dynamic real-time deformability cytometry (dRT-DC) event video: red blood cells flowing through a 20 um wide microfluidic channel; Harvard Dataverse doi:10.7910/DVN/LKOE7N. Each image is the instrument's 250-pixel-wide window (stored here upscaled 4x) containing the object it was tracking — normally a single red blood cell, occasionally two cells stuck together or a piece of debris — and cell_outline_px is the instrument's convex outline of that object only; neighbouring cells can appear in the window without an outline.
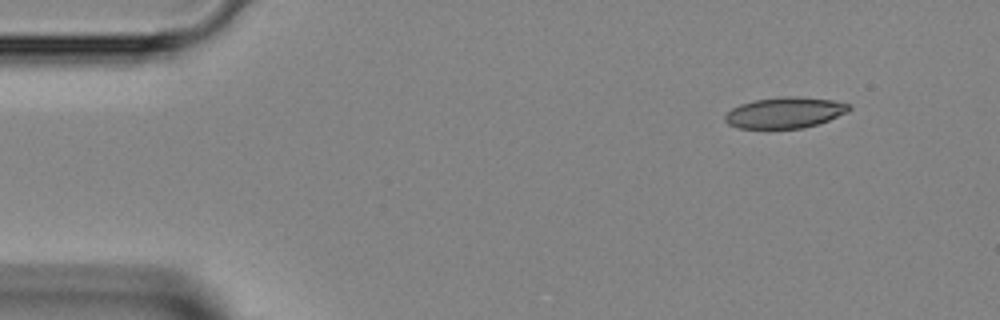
{"species": "Egyptian fruit bat (a non-hibernating species)", "species_latin": "Rousettus aegyptiacus", "temperature_condition": "room temperature", "stored_images_in_passage": 28, "camera_frame_rate_fps": 3000, "um_per_image_px": 0.085, "animal": {"sex": "female"}, "frame": {"image": 1, "passage_image": 1, "time_ms": 0.0, "image_size_px": [1000, 320], "cell_outline_px": [[852, 108], [848, 112], [828, 120], [804, 128], [736, 128], [728, 124], [724, 120], [724, 116], [732, 108], [740, 104], [756, 100], [780, 96], [796, 96], [832, 100], [852, 104]], "centroid_in_image_um": [66.72, 9.57], "position_along_channel_um": 18.3, "area_um2": 22.43}}
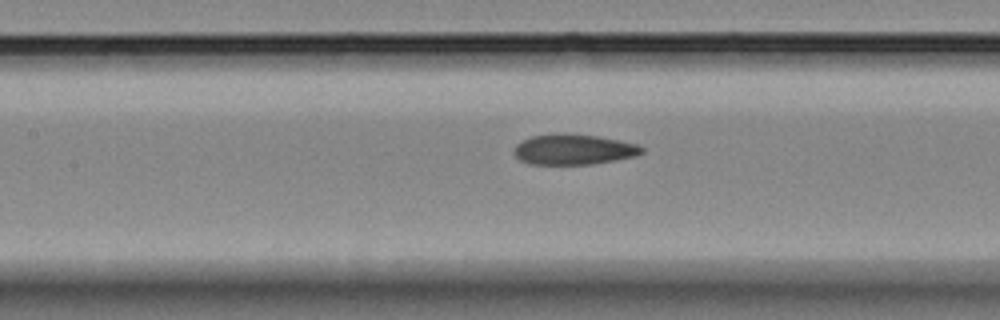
{"frame": {"image": 2, "passage_image": 16, "time_ms": 5.0, "image_size_px": [1000, 320], "cell_outline_px": [[644, 152], [636, 156], [616, 160], [592, 164], [528, 164], [520, 160], [512, 152], [512, 148], [516, 144], [532, 136], [552, 132], [564, 132], [600, 136], [640, 144], [644, 148]], "centroid_in_image_um": [48.76, 12.68], "position_along_channel_um": 158.6, "area_um2": 23.29}}
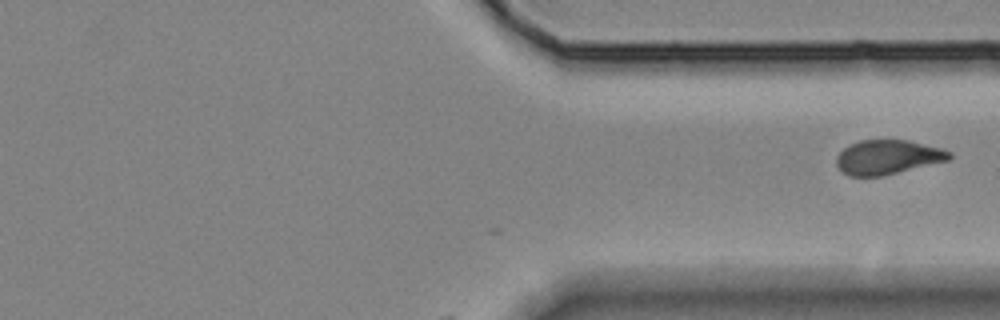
{"frame": {"image": 3, "passage_image": 28, "time_ms": 9.0, "image_size_px": [1000, 320], "cell_outline_px": [[952, 160], [880, 176], [848, 176], [836, 164], [836, 156], [844, 148], [860, 140], [908, 140], [940, 148], [952, 152]], "centroid_in_image_um": [75.49, 13.36], "position_along_channel_um": 335.9, "area_um2": 22.54}}